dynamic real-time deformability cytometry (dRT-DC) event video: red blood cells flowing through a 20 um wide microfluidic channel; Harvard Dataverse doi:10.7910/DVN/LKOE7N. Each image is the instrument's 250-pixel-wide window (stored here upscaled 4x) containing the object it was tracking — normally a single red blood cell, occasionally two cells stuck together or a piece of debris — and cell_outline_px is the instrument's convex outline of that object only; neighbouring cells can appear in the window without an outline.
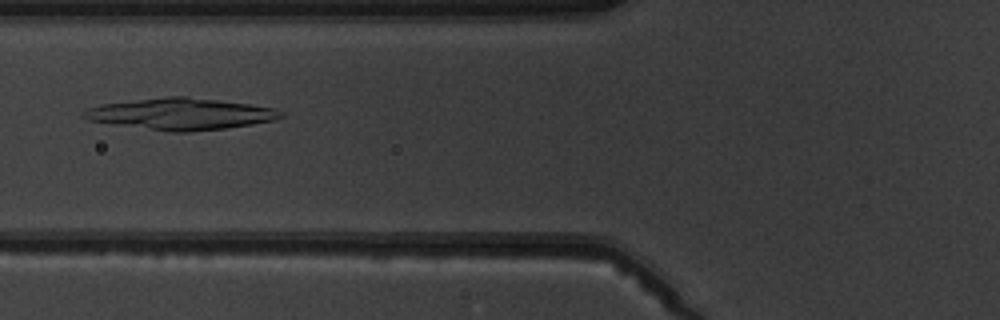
{"species": "common noctule bat (a hibernating species)", "species_latin": "Nyctalus noctula", "temperature_condition": "warm", "stored_images_in_passage": 3, "camera_frame_rate_fps": 3000, "um_per_image_px": 0.085, "animal": {"sex": "male", "body_mass_g": 19.5, "forearm_length_mm": 54.6}, "frame": {"image": 1, "passage_image": 2, "time_ms": 1.333, "image_size_px": [1000, 320], "cell_outline_px": [[284, 116], [276, 120], [252, 124], [224, 128], [192, 132], [172, 132], [112, 124], [88, 120], [80, 116], [80, 112], [88, 108], [100, 104], [164, 96], [184, 96], [252, 104], [276, 108], [284, 112]], "centroid_in_image_um": [15.36, 9.68], "position_along_channel_um": 110.4, "area_um2": 36.53}}